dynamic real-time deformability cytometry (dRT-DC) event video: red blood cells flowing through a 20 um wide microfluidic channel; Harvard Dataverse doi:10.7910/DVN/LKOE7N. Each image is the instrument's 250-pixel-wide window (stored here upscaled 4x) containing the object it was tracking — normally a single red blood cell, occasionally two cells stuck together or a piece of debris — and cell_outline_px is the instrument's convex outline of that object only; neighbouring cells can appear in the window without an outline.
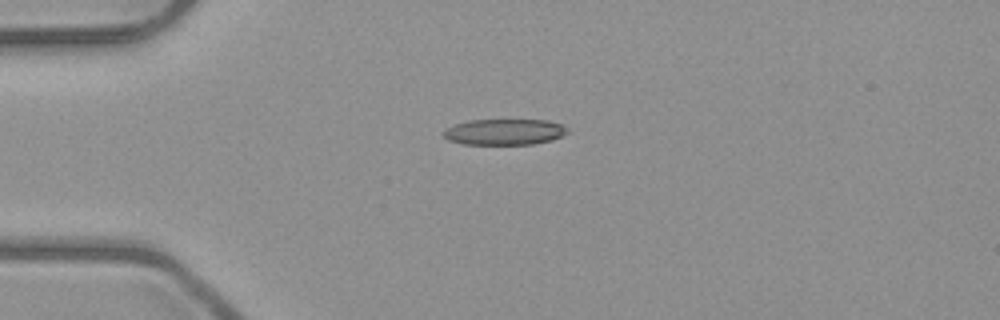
{"species": "common noctule bat (a hibernating species)", "species_latin": "Nyctalus noctula", "temperature_condition": "room temperature", "stored_images_in_passage": 4, "camera_frame_rate_fps": 3000, "um_per_image_px": 0.085, "animal": {"sex": "male", "body_mass_g": 23.1, "forearm_length_mm": 52.7}, "frame": {"image": 1, "passage_image": 1, "time_ms": 0.0, "image_size_px": [1000, 320], "cell_outline_px": [[568, 132], [552, 140], [532, 144], [464, 144], [448, 140], [440, 132], [456, 124], [468, 120], [548, 120], [560, 124], [568, 128]], "centroid_in_image_um": [42.86, 11.21], "position_along_channel_um": 42.1, "area_um2": 18.67}}
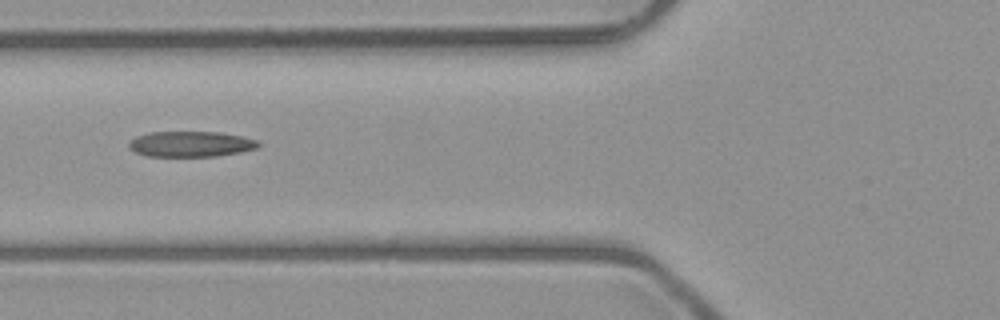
{"frame": {"image": 2, "passage_image": 3, "time_ms": 2.333, "image_size_px": [1000, 320], "cell_outline_px": [[260, 144], [256, 148], [240, 152], [216, 156], [148, 156], [136, 152], [128, 144], [136, 136], [148, 132], [220, 132], [244, 136], [260, 140]], "centroid_in_image_um": [16.28, 12.23], "position_along_channel_um": 109.5, "area_um2": 19.25}}
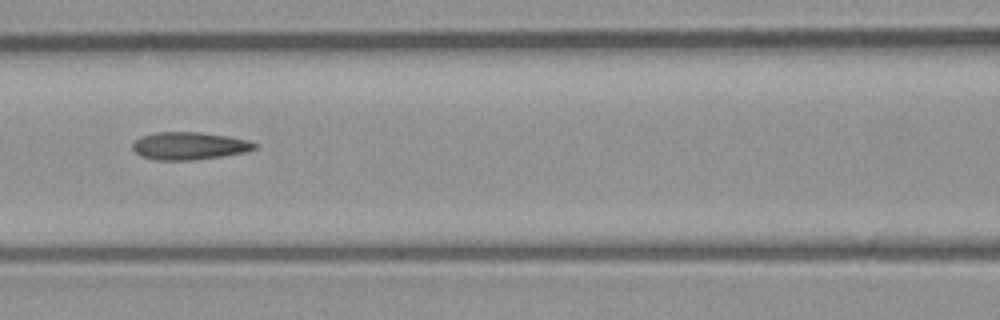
{"frame": {"image": 3, "passage_image": 4, "time_ms": 3.333, "image_size_px": [1000, 320], "cell_outline_px": [[256, 148], [244, 152], [220, 156], [192, 160], [156, 160], [140, 156], [132, 148], [132, 144], [140, 136], [156, 132], [200, 132], [228, 136], [248, 140], [256, 144]], "centroid_in_image_um": [16.04, 12.39], "position_along_channel_um": 150.6, "area_um2": 19.54}}